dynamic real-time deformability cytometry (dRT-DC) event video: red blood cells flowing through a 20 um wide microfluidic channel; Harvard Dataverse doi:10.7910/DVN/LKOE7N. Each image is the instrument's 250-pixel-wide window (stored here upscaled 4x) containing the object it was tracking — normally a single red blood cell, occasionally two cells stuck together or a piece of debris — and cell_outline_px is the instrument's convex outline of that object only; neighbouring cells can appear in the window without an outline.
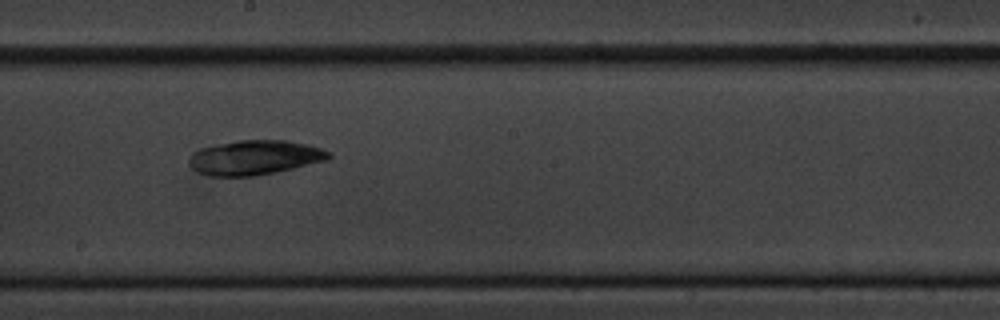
{"species": "common noctule bat (a hibernating species)", "species_latin": "Nyctalus noctula", "temperature_condition": "cold", "stored_images_in_passage": 11, "camera_frame_rate_fps": 3000, "um_per_image_px": 0.085, "animal": {"sex": "male", "body_mass_g": 20.1, "forearm_length_mm": 53.5}, "frame": {"image": 1, "passage_image": 10, "time_ms": 11.333, "image_size_px": [1000, 320], "cell_outline_px": [[332, 156], [328, 160], [276, 172], [252, 176], [208, 176], [196, 172], [188, 164], [188, 156], [192, 152], [200, 148], [212, 144], [240, 140], [288, 140], [308, 144], [332, 152]], "centroid_in_image_um": [21.62, 13.38], "position_along_channel_um": 226.6, "area_um2": 28.61}}
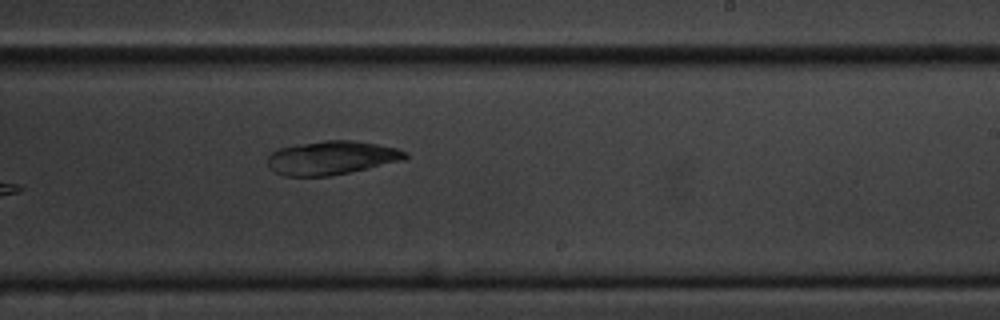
{"frame": {"image": 2, "passage_image": 11, "time_ms": 12.333, "image_size_px": [1000, 320], "cell_outline_px": [[408, 156], [404, 160], [352, 172], [328, 176], [284, 176], [268, 168], [268, 156], [272, 152], [280, 148], [300, 144], [324, 140], [352, 140], [376, 144], [396, 148], [408, 152]], "centroid_in_image_um": [28.2, 13.42], "position_along_channel_um": 260.8, "area_um2": 27.05}}